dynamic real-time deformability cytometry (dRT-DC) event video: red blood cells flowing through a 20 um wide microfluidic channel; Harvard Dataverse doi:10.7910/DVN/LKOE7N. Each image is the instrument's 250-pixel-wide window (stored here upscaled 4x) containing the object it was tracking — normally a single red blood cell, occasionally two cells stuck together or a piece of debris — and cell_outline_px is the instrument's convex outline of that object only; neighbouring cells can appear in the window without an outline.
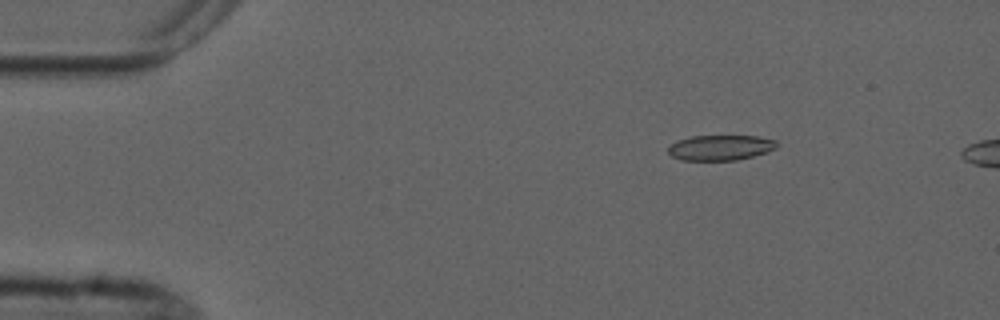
{"species": "common noctule bat (a hibernating species)", "species_latin": "Nyctalus noctula", "temperature_condition": "cold", "stored_images_in_passage": 4, "camera_frame_rate_fps": 3000, "um_per_image_px": 0.085, "animal": {"sex": "male", "forearm_length_mm": 52.5}, "frame": {"image": 1, "passage_image": 3, "time_ms": 2.333, "image_size_px": [1000, 320], "cell_outline_px": [[776, 148], [768, 152], [736, 160], [680, 160], [672, 156], [668, 152], [668, 148], [676, 140], [692, 136], [756, 136], [776, 140]], "centroid_in_image_um": [61.22, 12.55], "position_along_channel_um": 23.8, "area_um2": 15.95}}